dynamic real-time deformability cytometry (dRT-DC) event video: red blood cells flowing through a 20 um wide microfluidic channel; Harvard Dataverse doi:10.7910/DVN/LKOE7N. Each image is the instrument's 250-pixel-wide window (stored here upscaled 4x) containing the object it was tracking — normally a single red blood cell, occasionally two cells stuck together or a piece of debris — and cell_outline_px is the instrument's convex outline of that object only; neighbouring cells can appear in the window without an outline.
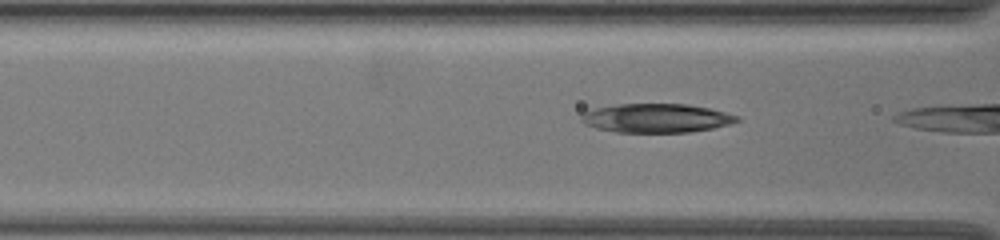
{"species": "common noctule bat (a hibernating species)", "species_latin": "Nyctalus noctula", "temperature_condition": "warm", "stored_images_in_passage": 5, "camera_frame_rate_fps": 3000, "um_per_image_px": 0.085, "animal": {"sex": "female", "body_mass_g": 19.5, "forearm_length_mm": 54.1}, "frame": {"image": 1, "passage_image": 4, "time_ms": 1.0, "image_size_px": [1000, 240], "cell_outline_px": [[740, 120], [728, 124], [712, 128], [692, 132], [616, 132], [596, 128], [584, 124], [580, 120], [580, 116], [584, 112], [596, 108], [616, 104], [688, 104], [712, 108], [740, 116]], "centroid_in_image_um": [55.8, 10.03], "position_along_channel_um": 110.8, "area_um2": 26.36}}